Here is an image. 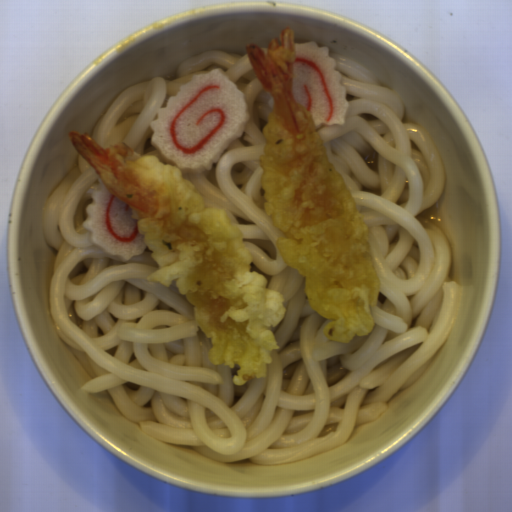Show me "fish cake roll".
Instances as JSON below:
<instances>
[{"label": "fish cake roll", "instance_id": "obj_1", "mask_svg": "<svg viewBox=\"0 0 512 512\" xmlns=\"http://www.w3.org/2000/svg\"><path fill=\"white\" fill-rule=\"evenodd\" d=\"M249 106L224 71L193 75L157 109L149 123L151 145L182 173L211 170L228 146L244 134Z\"/></svg>", "mask_w": 512, "mask_h": 512}, {"label": "fish cake roll", "instance_id": "obj_2", "mask_svg": "<svg viewBox=\"0 0 512 512\" xmlns=\"http://www.w3.org/2000/svg\"><path fill=\"white\" fill-rule=\"evenodd\" d=\"M294 49L291 90L295 101L310 111L316 129L321 125H345L350 103L328 48L312 39L294 43Z\"/></svg>", "mask_w": 512, "mask_h": 512}, {"label": "fish cake roll", "instance_id": "obj_3", "mask_svg": "<svg viewBox=\"0 0 512 512\" xmlns=\"http://www.w3.org/2000/svg\"><path fill=\"white\" fill-rule=\"evenodd\" d=\"M91 200L82 227L89 232L92 245L122 262L142 255L147 245L131 207L116 197L101 178Z\"/></svg>", "mask_w": 512, "mask_h": 512}]
</instances>
